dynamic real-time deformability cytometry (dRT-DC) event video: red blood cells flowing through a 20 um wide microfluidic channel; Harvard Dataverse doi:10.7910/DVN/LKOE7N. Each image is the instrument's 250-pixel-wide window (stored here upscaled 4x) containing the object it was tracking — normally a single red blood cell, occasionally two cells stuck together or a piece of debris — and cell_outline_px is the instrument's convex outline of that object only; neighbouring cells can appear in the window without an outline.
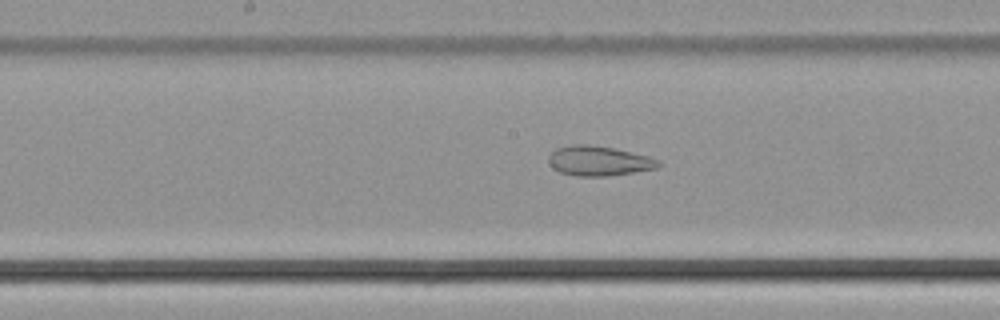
{"species": "common noctule bat (a hibernating species)", "species_latin": "Nyctalus noctula", "temperature_condition": "cold", "stored_images_in_passage": 39, "camera_frame_rate_fps": 3000, "um_per_image_px": 0.085, "animal": {"sex": "male", "body_mass_g": 21.5, "forearm_length_mm": 52.0}, "frame": {"image": 1, "passage_image": 15, "time_ms": 4.667, "image_size_px": [1000, 320], "cell_outline_px": [[660, 164], [656, 168], [608, 176], [576, 176], [560, 172], [552, 168], [548, 160], [548, 156], [556, 148], [572, 144], [588, 144], [612, 148], [648, 156], [660, 160]], "centroid_in_image_um": [50.85, 13.67], "position_along_channel_um": 197.3, "area_um2": 18.96}}
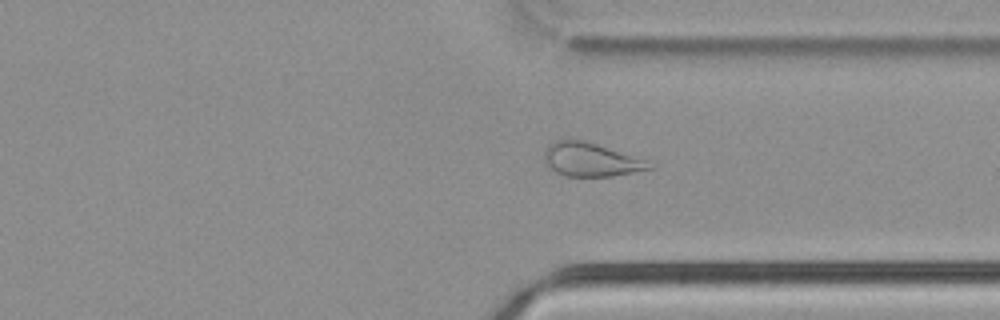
{"frame": {"image": 2, "passage_image": 27, "time_ms": 8.667, "image_size_px": [1000, 320], "cell_outline_px": [[656, 164], [652, 168], [612, 176], [564, 176], [548, 168], [544, 164], [544, 152], [548, 144], [556, 140], [584, 140]], "centroid_in_image_um": [50.15, 13.58], "position_along_channel_um": 361.3, "area_um2": 20.35}}
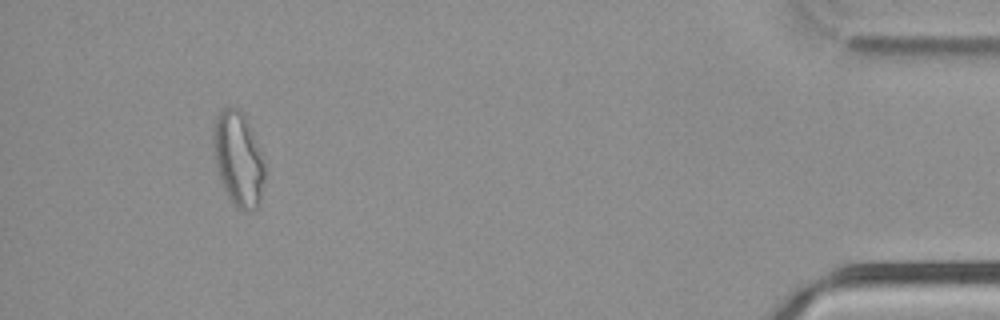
{"frame": {"image": 3, "passage_image": 36, "time_ms": 11.667, "image_size_px": [1000, 320], "cell_outline_px": [[264, 184], [260, 200], [256, 208], [252, 212], [244, 212], [232, 204], [220, 180], [216, 168], [212, 140], [212, 128], [216, 116], [224, 108], [240, 108], [244, 112], [248, 120], [260, 148], [264, 160]], "centroid_in_image_um": [20.25, 13.5], "position_along_channel_um": 414.9, "area_um2": 28.84}}